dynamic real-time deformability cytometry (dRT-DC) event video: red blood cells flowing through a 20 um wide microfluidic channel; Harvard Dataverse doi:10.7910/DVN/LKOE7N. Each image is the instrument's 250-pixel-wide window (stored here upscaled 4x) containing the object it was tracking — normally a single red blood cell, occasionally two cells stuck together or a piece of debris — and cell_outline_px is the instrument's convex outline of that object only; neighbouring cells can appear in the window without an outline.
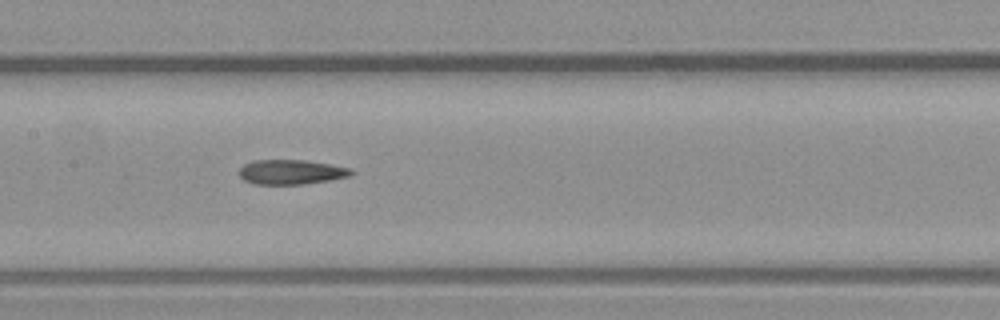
{"species": "common noctule bat (a hibernating species)", "species_latin": "Nyctalus noctula", "temperature_condition": "warm", "stored_images_in_passage": 14, "camera_frame_rate_fps": 3000, "um_per_image_px": 0.085, "animal": {"sex": "male", "body_mass_g": 23.1, "forearm_length_mm": 52.7}, "frame": {"image": 1, "passage_image": 7, "time_ms": 2.0, "image_size_px": [1000, 320], "cell_outline_px": [[356, 172], [352, 176], [304, 184], [252, 184], [244, 180], [240, 176], [240, 168], [244, 164], [252, 160], [304, 160], [352, 168]], "centroid_in_image_um": [24.77, 14.62], "position_along_channel_um": 182.6, "area_um2": 16.18}}
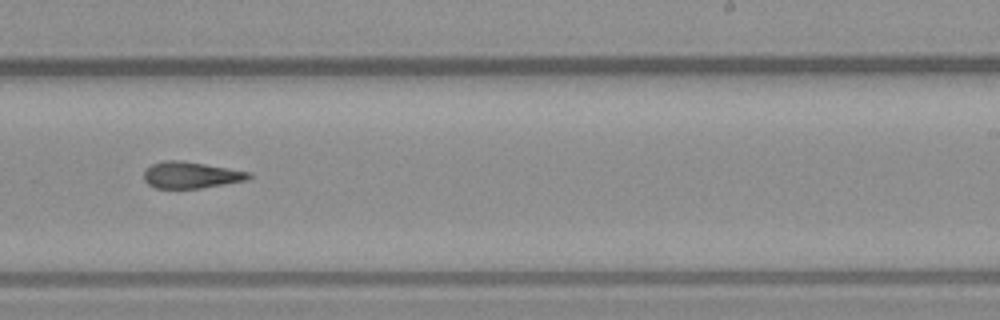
{"frame": {"image": 2, "passage_image": 9, "time_ms": 2.667, "image_size_px": [1000, 320], "cell_outline_px": [[252, 176], [248, 180], [200, 188], [156, 188], [148, 184], [144, 180], [144, 172], [152, 164], [164, 160], [180, 160], [252, 172]], "centroid_in_image_um": [16.25, 14.88], "position_along_channel_um": 272.8, "area_um2": 16.13}}
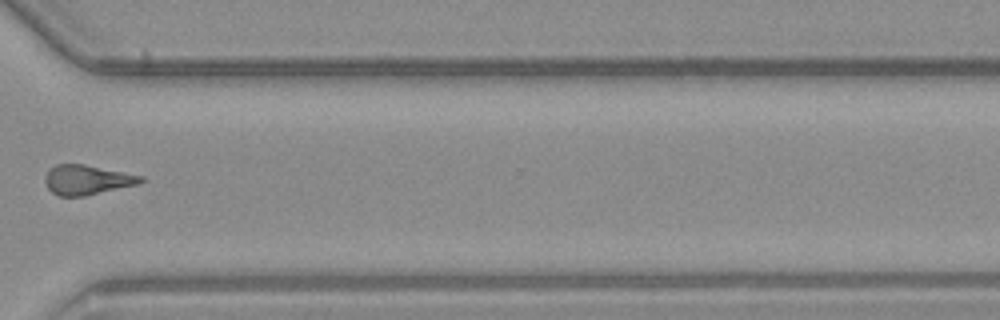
{"frame": {"image": 3, "passage_image": 11, "time_ms": 3.333, "image_size_px": [1000, 320], "cell_outline_px": [[144, 180], [140, 184], [84, 196], [60, 196], [52, 192], [48, 188], [44, 180], [48, 172], [56, 164], [84, 164], [144, 176]], "centroid_in_image_um": [7.43, 15.29], "position_along_channel_um": 363.2, "area_um2": 16.47}}